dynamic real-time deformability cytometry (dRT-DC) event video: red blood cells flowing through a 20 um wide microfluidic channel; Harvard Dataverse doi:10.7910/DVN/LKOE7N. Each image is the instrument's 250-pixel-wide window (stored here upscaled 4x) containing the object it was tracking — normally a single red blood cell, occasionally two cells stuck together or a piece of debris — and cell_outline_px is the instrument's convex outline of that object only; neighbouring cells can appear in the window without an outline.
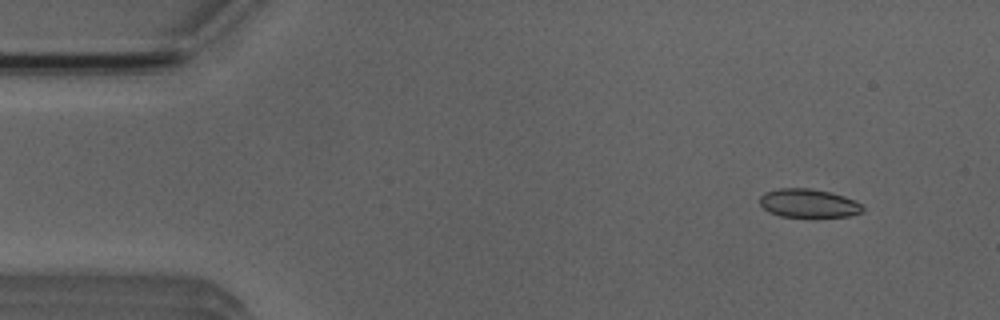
{"species": "Egyptian fruit bat (a non-hibernating species)", "species_latin": "Rousettus aegyptiacus", "temperature_condition": "room temperature", "stored_images_in_passage": 4, "camera_frame_rate_fps": 3000, "um_per_image_px": 0.085, "animal": {"sex": "male"}, "frame": {"image": 1, "passage_image": 1, "time_ms": 0.0, "image_size_px": [1000, 320], "cell_outline_px": [[864, 212], [848, 216], [780, 216], [768, 212], [760, 204], [760, 196], [764, 192], [780, 188], [808, 188], [832, 192], [856, 200], [864, 208]], "centroid_in_image_um": [68.73, 17.26], "position_along_channel_um": 16.3, "area_um2": 17.11}}
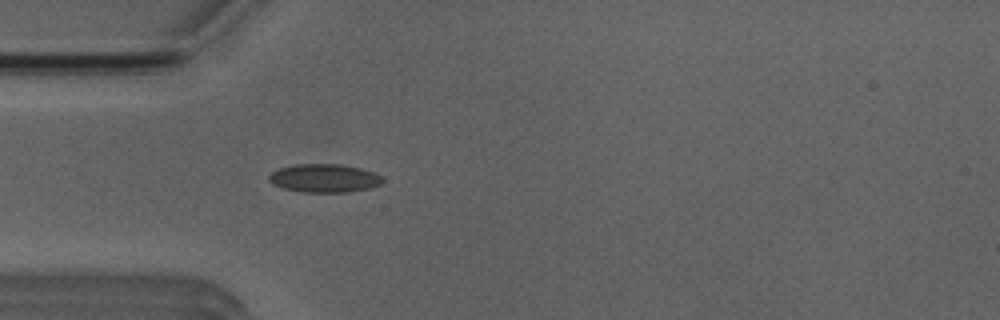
{"frame": {"image": 2, "passage_image": 4, "time_ms": 3.333, "image_size_px": [1000, 320], "cell_outline_px": [[384, 180], [380, 184], [372, 188], [348, 192], [300, 192], [284, 188], [272, 184], [268, 180], [268, 176], [272, 172], [280, 168], [296, 164], [340, 164], [360, 168], [372, 172], [380, 176]], "centroid_in_image_um": [27.55, 15.15], "position_along_channel_um": 57.4, "area_um2": 18.79}}